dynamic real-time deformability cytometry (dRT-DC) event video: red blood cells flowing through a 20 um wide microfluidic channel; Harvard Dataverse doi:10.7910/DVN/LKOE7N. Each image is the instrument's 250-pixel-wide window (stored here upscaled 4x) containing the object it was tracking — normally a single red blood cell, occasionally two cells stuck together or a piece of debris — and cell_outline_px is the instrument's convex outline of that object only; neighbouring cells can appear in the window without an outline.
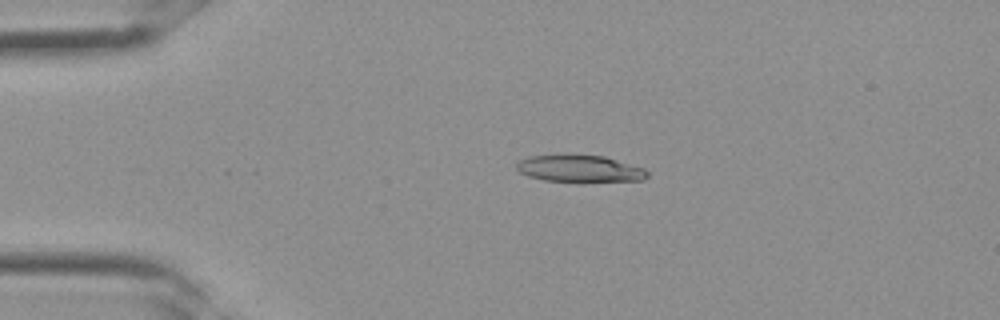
{"species": "Egyptian fruit bat (a non-hibernating species)", "species_latin": "Rousettus aegyptiacus", "temperature_condition": "room temperature", "stored_images_in_passage": 30, "camera_frame_rate_fps": 3000, "um_per_image_px": 0.085, "frame": {"image": 1, "passage_image": 3, "time_ms": 0.667, "image_size_px": [1000, 320], "cell_outline_px": [[648, 176], [644, 180], [584, 184], [580, 184], [544, 180], [528, 176], [520, 172], [516, 168], [516, 164], [520, 160], [528, 156], [564, 152], [604, 156], [644, 168], [648, 172]], "centroid_in_image_um": [49.27, 14.34], "position_along_channel_um": 35.7, "area_um2": 22.14}}
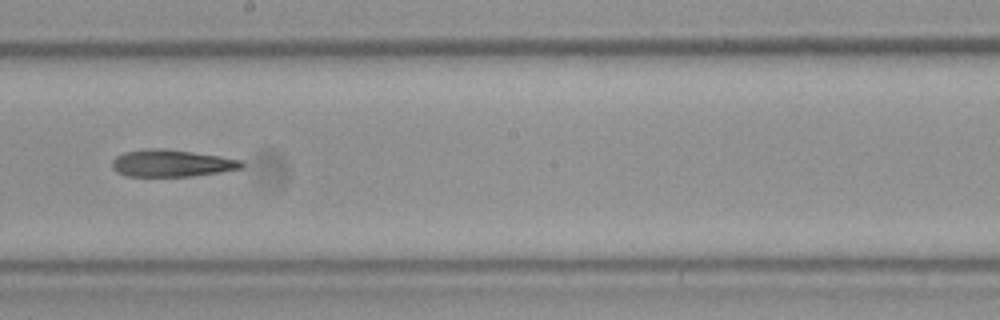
{"frame": {"image": 2, "passage_image": 15, "time_ms": 4.667, "image_size_px": [1000, 320], "cell_outline_px": [[244, 168], [220, 172], [192, 176], [124, 176], [116, 172], [112, 168], [112, 160], [116, 156], [124, 152], [144, 148], [164, 148], [220, 156], [244, 160]], "centroid_in_image_um": [14.58, 13.87], "position_along_channel_um": 233.6, "area_um2": 20.69}}
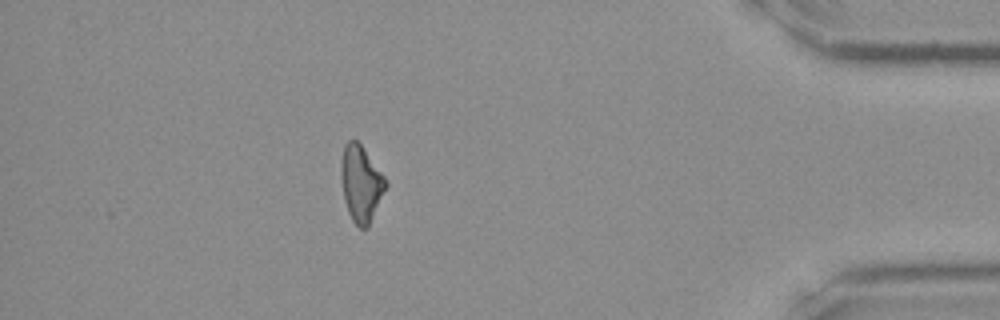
{"frame": {"image": 3, "passage_image": 26, "time_ms": 8.333, "image_size_px": [1000, 320], "cell_outline_px": [[388, 184], [368, 228], [360, 228], [352, 220], [348, 212], [344, 200], [340, 176], [340, 160], [344, 144], [348, 140], [356, 140], [360, 144], [384, 176]], "centroid_in_image_um": [30.66, 15.61], "position_along_channel_um": 404.5, "area_um2": 19.88}}